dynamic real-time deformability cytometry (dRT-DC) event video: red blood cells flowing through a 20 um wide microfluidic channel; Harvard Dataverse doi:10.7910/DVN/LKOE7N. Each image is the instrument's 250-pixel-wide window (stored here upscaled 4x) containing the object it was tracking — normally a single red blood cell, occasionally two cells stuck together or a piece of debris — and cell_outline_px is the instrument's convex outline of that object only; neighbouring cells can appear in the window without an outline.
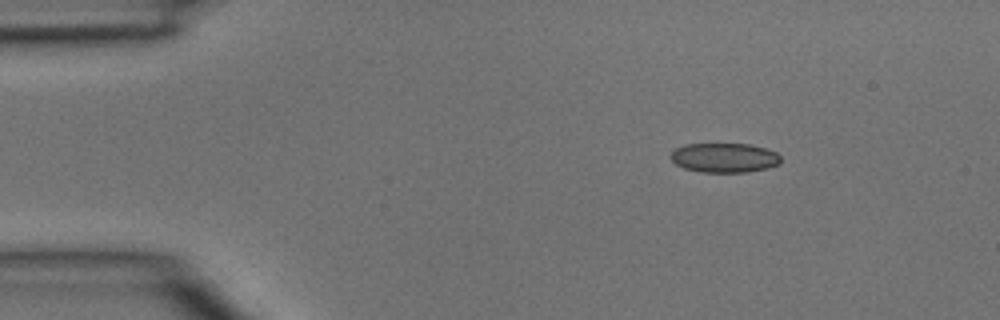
{"species": "common noctule bat (a hibernating species)", "species_latin": "Nyctalus noctula", "temperature_condition": "room temperature", "stored_images_in_passage": 4, "camera_frame_rate_fps": 3000, "um_per_image_px": 0.085, "animal": {"sex": "male", "body_mass_g": 15.6}, "frame": {"image": 1, "passage_image": 1, "time_ms": 0.0, "image_size_px": [1000, 320], "cell_outline_px": [[780, 164], [768, 168], [744, 172], [700, 172], [684, 168], [676, 164], [672, 160], [672, 152], [676, 148], [684, 144], [748, 144], [764, 148], [776, 152], [780, 156]], "centroid_in_image_um": [61.58, 13.41], "position_along_channel_um": 23.4, "area_um2": 18.79}}
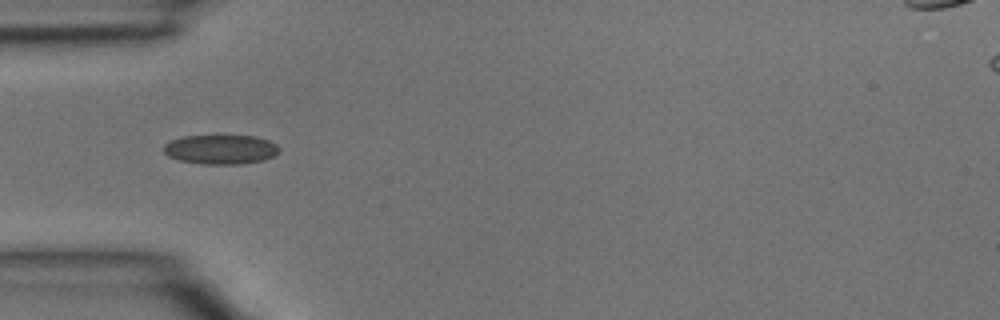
{"frame": {"image": 2, "passage_image": 3, "time_ms": 0.667, "image_size_px": [1000, 320], "cell_outline_px": [[280, 148], [272, 156], [264, 160], [240, 164], [204, 164], [180, 160], [168, 156], [164, 152], [164, 144], [172, 140], [184, 136], [256, 136], [268, 140], [276, 144]], "centroid_in_image_um": [18.76, 12.7], "position_along_channel_um": 66.2, "area_um2": 19.59}}